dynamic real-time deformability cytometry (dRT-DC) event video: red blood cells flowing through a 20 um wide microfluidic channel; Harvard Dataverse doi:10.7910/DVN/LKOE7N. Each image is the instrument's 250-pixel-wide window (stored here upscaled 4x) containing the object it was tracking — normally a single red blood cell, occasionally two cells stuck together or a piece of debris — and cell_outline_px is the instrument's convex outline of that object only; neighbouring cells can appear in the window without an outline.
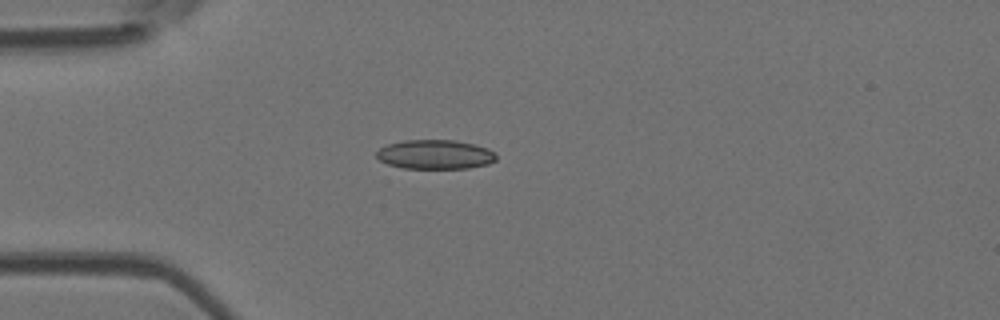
{"species": "Egyptian fruit bat (a non-hibernating species)", "species_latin": "Rousettus aegyptiacus", "temperature_condition": "room temperature", "stored_images_in_passage": 5, "camera_frame_rate_fps": 3000, "um_per_image_px": 0.085, "animal": {"sex": "female"}, "frame": {"image": 1, "passage_image": 4, "time_ms": 3.667, "image_size_px": [1000, 320], "cell_outline_px": [[496, 160], [488, 164], [468, 168], [404, 168], [388, 164], [380, 160], [376, 156], [376, 152], [380, 148], [388, 144], [404, 140], [456, 140], [488, 148], [496, 156]], "centroid_in_image_um": [36.97, 13.13], "position_along_channel_um": 48.0, "area_um2": 20.29}}